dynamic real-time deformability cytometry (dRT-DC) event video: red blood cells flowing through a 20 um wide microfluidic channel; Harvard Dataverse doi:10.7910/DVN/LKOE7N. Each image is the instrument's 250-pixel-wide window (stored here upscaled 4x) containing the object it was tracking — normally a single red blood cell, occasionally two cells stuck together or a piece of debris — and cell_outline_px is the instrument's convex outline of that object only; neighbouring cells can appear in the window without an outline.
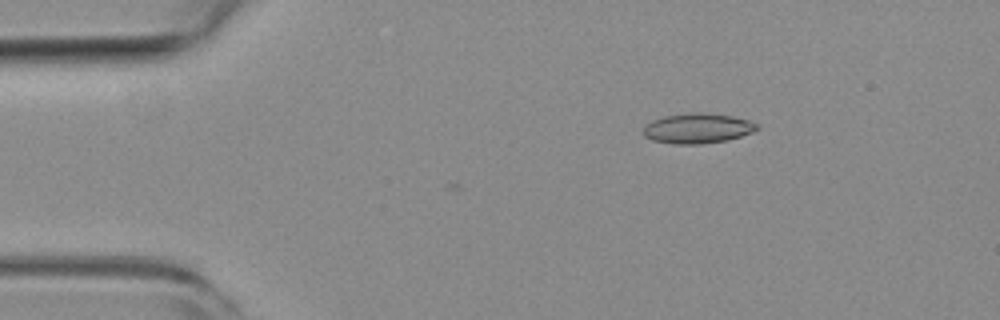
{"species": "common noctule bat (a hibernating species)", "species_latin": "Nyctalus noctula", "temperature_condition": "room temperature", "stored_images_in_passage": 2, "camera_frame_rate_fps": 3000, "um_per_image_px": 0.085, "animal": {"sex": "female", "body_mass_g": 19.3, "forearm_length_mm": 54.1}, "frame": {"image": 1, "passage_image": 2, "time_ms": 0.333, "image_size_px": [1000, 320], "cell_outline_px": [[760, 128], [752, 132], [728, 140], [700, 144], [672, 144], [652, 140], [644, 136], [644, 124], [652, 120], [664, 116], [688, 112], [704, 112], [732, 116], [748, 120], [760, 124]], "centroid_in_image_um": [59.29, 10.9], "position_along_channel_um": 25.7, "area_um2": 20.17}}